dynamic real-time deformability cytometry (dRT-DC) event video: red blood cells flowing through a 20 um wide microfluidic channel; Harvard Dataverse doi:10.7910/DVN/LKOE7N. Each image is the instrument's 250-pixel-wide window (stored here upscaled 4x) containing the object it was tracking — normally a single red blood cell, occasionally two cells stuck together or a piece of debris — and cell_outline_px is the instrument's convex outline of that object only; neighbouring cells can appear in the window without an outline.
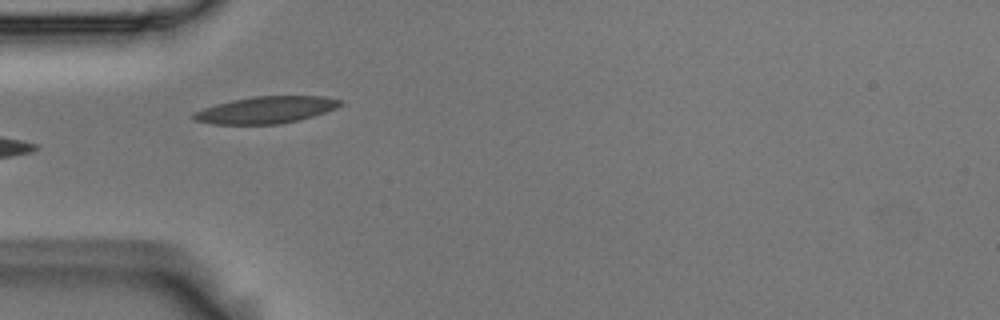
{"species": "Egyptian fruit bat (a non-hibernating species)", "species_latin": "Rousettus aegyptiacus", "temperature_condition": "room temperature", "stored_images_in_passage": 5, "camera_frame_rate_fps": 3000, "um_per_image_px": 0.085, "animal": {"sex": "male"}, "frame": {"image": 1, "passage_image": 4, "time_ms": 1.0, "image_size_px": [1000, 320], "cell_outline_px": [[344, 104], [336, 108], [300, 120], [280, 124], [212, 124], [196, 120], [192, 116], [192, 112], [216, 104], [232, 100], [252, 96], [328, 96], [344, 100]], "centroid_in_image_um": [22.65, 9.33], "position_along_channel_um": 62.3, "area_um2": 23.12}}
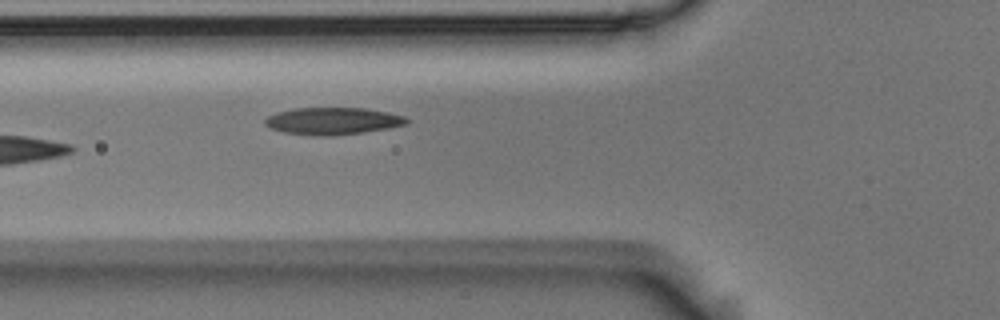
{"frame": {"image": 2, "passage_image": 5, "time_ms": 1.333, "image_size_px": [1000, 320], "cell_outline_px": [[408, 124], [388, 128], [364, 132], [332, 136], [312, 136], [284, 132], [272, 128], [264, 124], [264, 120], [268, 116], [276, 112], [292, 108], [364, 108], [388, 112], [404, 116], [408, 120]], "centroid_in_image_um": [28.27, 10.29], "position_along_channel_um": 97.5, "area_um2": 22.48}}